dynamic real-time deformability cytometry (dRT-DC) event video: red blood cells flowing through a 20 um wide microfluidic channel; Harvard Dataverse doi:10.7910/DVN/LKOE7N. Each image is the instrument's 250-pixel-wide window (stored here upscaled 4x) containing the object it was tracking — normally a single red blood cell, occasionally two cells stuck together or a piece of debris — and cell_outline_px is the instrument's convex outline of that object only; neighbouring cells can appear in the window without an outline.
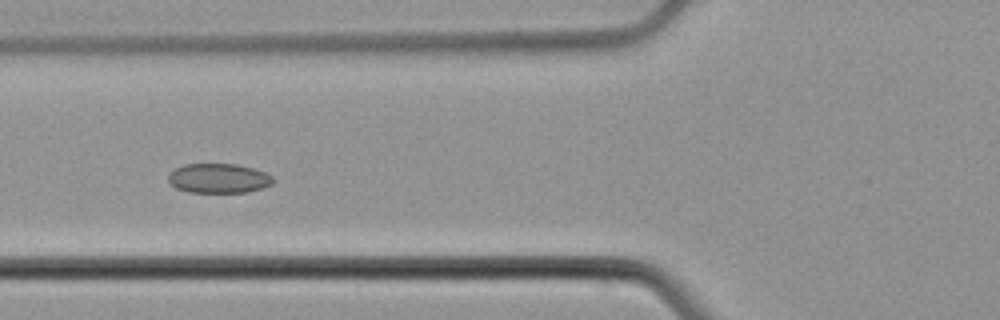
{"species": "common noctule bat (a hibernating species)", "species_latin": "Nyctalus noctula", "temperature_condition": "cold", "stored_images_in_passage": 8, "camera_frame_rate_fps": 3000, "um_per_image_px": 0.085, "animal": {"sex": "male", "body_mass_g": 21.5, "forearm_length_mm": 52.0}, "frame": {"image": 1, "passage_image": 6, "time_ms": 6.333, "image_size_px": [1000, 320], "cell_outline_px": [[276, 180], [272, 184], [248, 192], [188, 192], [176, 188], [168, 180], [168, 176], [176, 168], [184, 164], [236, 164], [252, 168], [264, 172], [272, 176]], "centroid_in_image_um": [18.6, 15.16], "position_along_channel_um": 107.2, "area_um2": 17.92}}
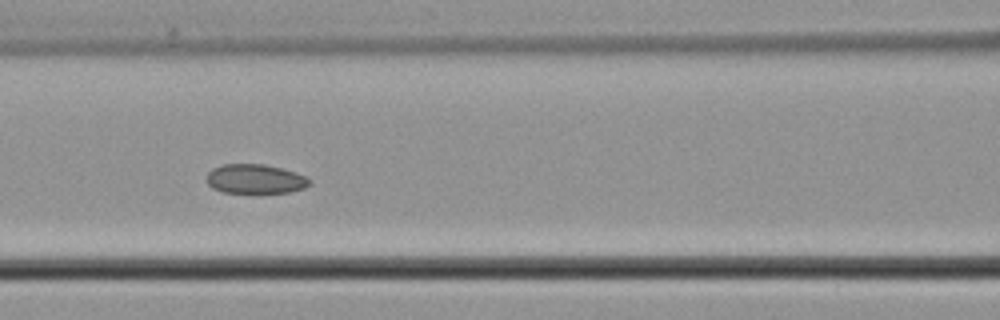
{"frame": {"image": 2, "passage_image": 7, "time_ms": 7.333, "image_size_px": [1000, 320], "cell_outline_px": [[312, 184], [304, 188], [288, 192], [256, 196], [224, 192], [212, 188], [208, 184], [208, 172], [212, 168], [224, 164], [264, 164], [296, 172], [312, 180]], "centroid_in_image_um": [21.72, 15.26], "position_along_channel_um": 144.9, "area_um2": 18.38}}
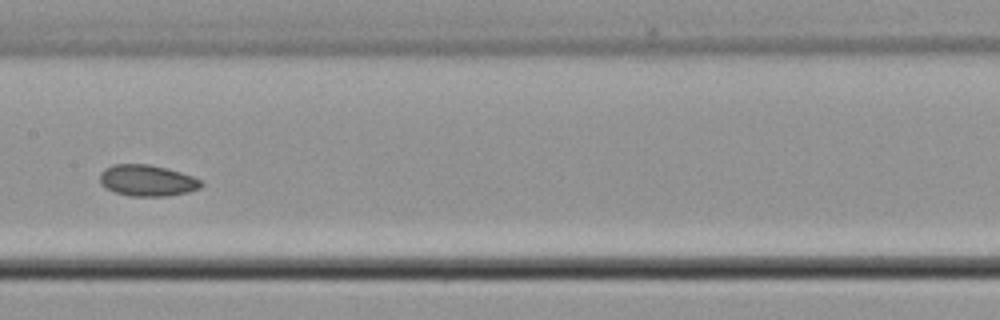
{"frame": {"image": 3, "passage_image": 8, "time_ms": 8.667, "image_size_px": [1000, 320], "cell_outline_px": [[204, 184], [200, 188], [188, 192], [168, 196], [128, 196], [104, 188], [100, 184], [100, 172], [104, 168], [112, 164], [148, 164], [180, 172], [192, 176], [200, 180]], "centroid_in_image_um": [12.48, 15.35], "position_along_channel_um": 194.9, "area_um2": 18.55}}